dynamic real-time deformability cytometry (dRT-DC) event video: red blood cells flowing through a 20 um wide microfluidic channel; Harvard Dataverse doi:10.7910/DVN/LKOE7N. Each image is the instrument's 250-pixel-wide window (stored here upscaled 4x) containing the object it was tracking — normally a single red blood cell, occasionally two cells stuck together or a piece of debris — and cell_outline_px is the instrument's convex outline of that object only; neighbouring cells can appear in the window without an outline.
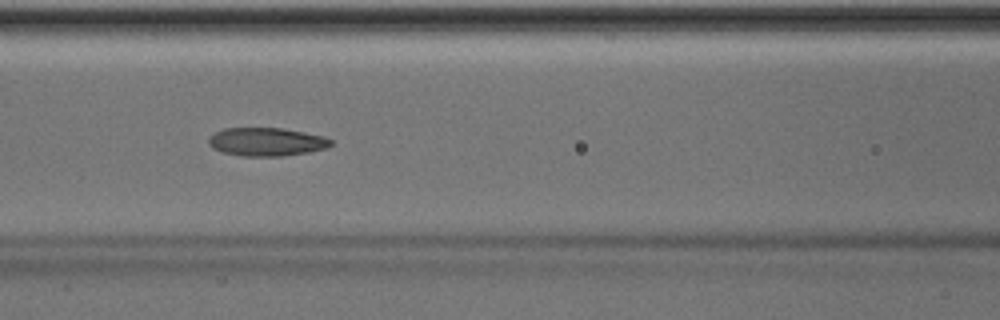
{"species": "Egyptian fruit bat (a non-hibernating species)", "species_latin": "Rousettus aegyptiacus", "temperature_condition": "room temperature", "stored_images_in_passage": 50, "camera_frame_rate_fps": 3000, "um_per_image_px": 0.085, "animal": {"sex": "male"}, "frame": {"image": 1, "passage_image": 22, "time_ms": 7.0, "image_size_px": [1000, 320], "cell_outline_px": [[332, 144], [328, 148], [308, 152], [284, 156], [244, 156], [220, 152], [212, 148], [208, 144], [208, 140], [216, 132], [224, 128], [284, 128], [324, 136], [332, 140]], "centroid_in_image_um": [22.67, 12.06], "position_along_channel_um": 143.9, "area_um2": 20.29}}
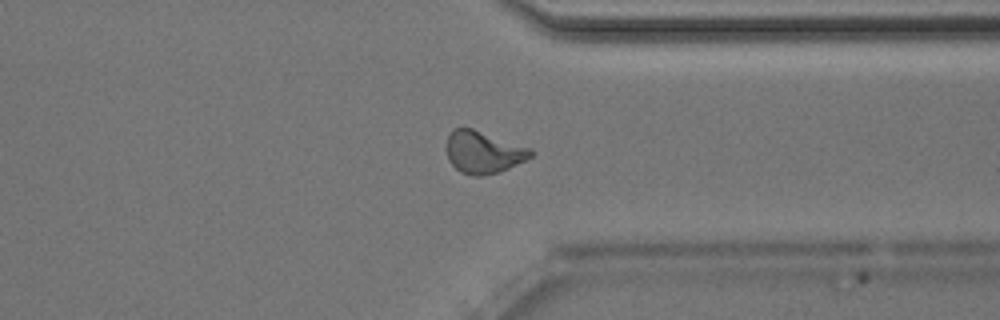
{"frame": {"image": 2, "passage_image": 39, "time_ms": 12.667, "image_size_px": [1000, 320], "cell_outline_px": [[532, 156], [508, 168], [484, 176], [476, 176], [460, 172], [448, 160], [444, 148], [448, 136], [452, 128], [472, 128], [532, 148]], "centroid_in_image_um": [41.03, 12.92], "position_along_channel_um": 370.4, "area_um2": 20.81}}
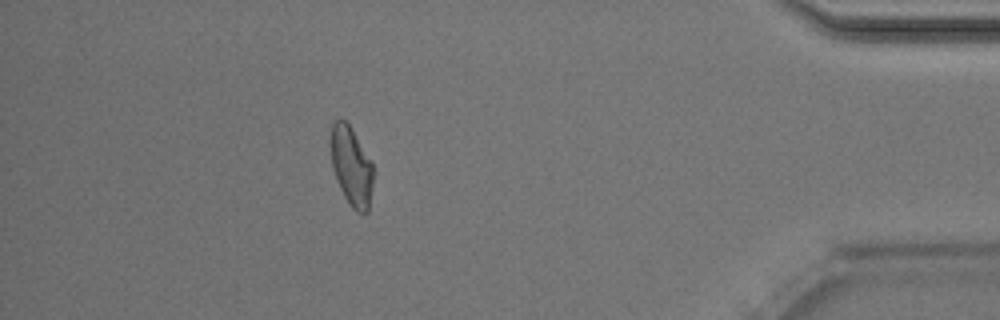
{"frame": {"image": 3, "passage_image": 45, "time_ms": 14.667, "image_size_px": [1000, 320], "cell_outline_px": [[372, 184], [368, 212], [364, 216], [356, 212], [352, 208], [344, 196], [336, 180], [332, 164], [328, 140], [332, 124], [340, 116], [348, 124], [372, 160]], "centroid_in_image_um": [29.83, 14.12], "position_along_channel_um": 405.4, "area_um2": 19.94}, "authors_computed_cell_mechanics": {"area_um2": 20.6635, "velocity_mm_per_s": 4.0189, "shape_relaxation_time_tau1_ms": null, "shape_relaxation_time_tau2_ms": 3.0871, "deformation_change_tau1": null, "deformation_change_tau2": 0.1041}}